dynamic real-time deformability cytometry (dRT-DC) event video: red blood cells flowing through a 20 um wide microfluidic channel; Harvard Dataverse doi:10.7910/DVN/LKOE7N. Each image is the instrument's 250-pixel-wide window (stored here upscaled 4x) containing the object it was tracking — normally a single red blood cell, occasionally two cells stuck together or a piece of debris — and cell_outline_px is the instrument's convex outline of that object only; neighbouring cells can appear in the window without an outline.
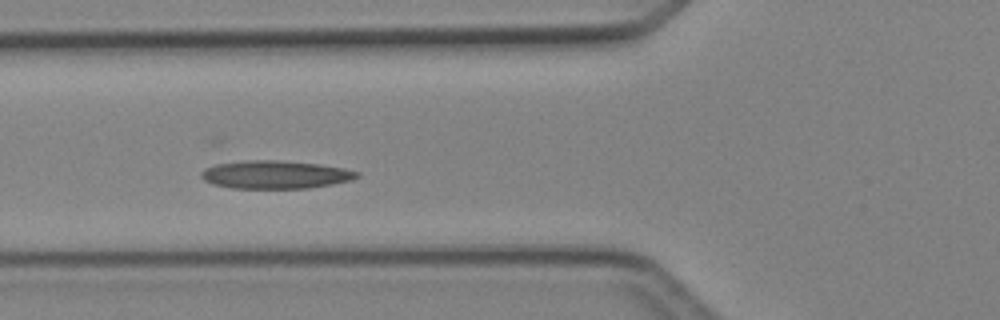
{"species": "Egyptian fruit bat (a non-hibernating species)", "species_latin": "Rousettus aegyptiacus", "temperature_condition": "cold", "stored_images_in_passage": 8, "camera_frame_rate_fps": 3000, "um_per_image_px": 0.085, "animal": {"sex": "female"}, "frame": {"image": 1, "passage_image": 6, "time_ms": 6.667, "image_size_px": [1000, 320], "cell_outline_px": [[360, 176], [352, 180], [332, 184], [308, 188], [232, 188], [212, 184], [204, 180], [200, 176], [200, 172], [204, 168], [216, 164], [244, 160], [280, 160], [320, 164], [344, 168], [360, 172]], "centroid_in_image_um": [23.4, 14.83], "position_along_channel_um": 102.4, "area_um2": 25.66}}
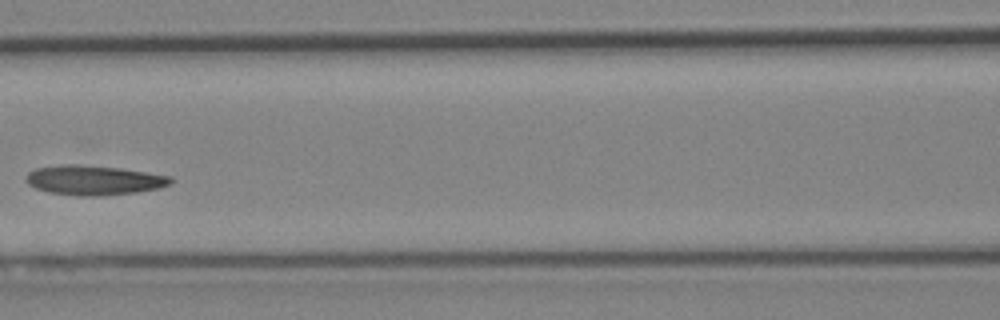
{"frame": {"image": 2, "passage_image": 7, "time_ms": 8.0, "image_size_px": [1000, 320], "cell_outline_px": [[172, 184], [160, 188], [136, 192], [96, 196], [76, 196], [48, 192], [36, 188], [28, 184], [24, 180], [24, 176], [28, 172], [36, 168], [64, 164], [76, 164], [120, 168], [172, 176]], "centroid_in_image_um": [7.96, 15.31], "position_along_channel_um": 158.6, "area_um2": 25.14}}
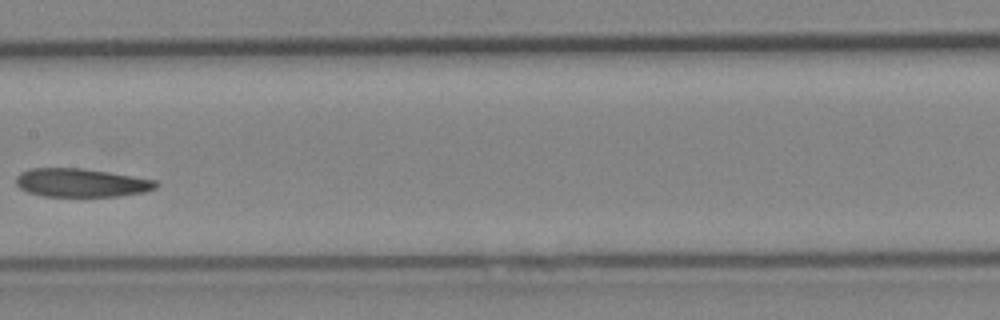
{"frame": {"image": 3, "passage_image": 8, "time_ms": 9.0, "image_size_px": [1000, 320], "cell_outline_px": [[160, 184], [156, 188], [144, 192], [120, 196], [44, 196], [28, 192], [20, 188], [16, 184], [16, 176], [20, 172], [32, 168], [80, 168], [108, 172], [156, 180]], "centroid_in_image_um": [6.9, 15.53], "position_along_channel_um": 200.5, "area_um2": 23.18}}